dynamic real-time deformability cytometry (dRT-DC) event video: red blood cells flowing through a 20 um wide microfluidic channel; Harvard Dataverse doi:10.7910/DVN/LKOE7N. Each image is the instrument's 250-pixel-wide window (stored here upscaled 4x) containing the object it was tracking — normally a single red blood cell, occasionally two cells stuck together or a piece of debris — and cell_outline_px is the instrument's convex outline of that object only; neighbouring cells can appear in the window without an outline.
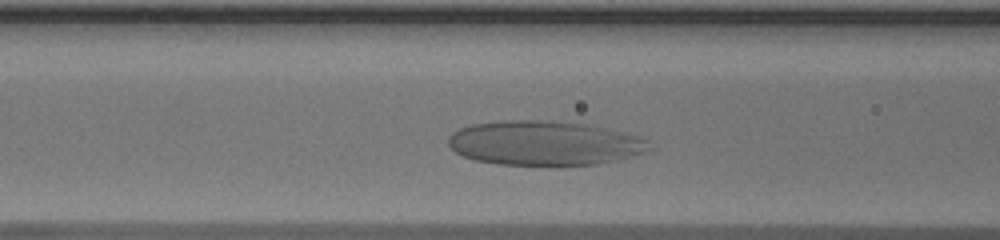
{"species": "human", "species_latin": "Homo sapiens", "temperature_condition": "warm", "stored_images_in_passage": 33, "camera_frame_rate_fps": 3000, "um_per_image_px": 0.085, "donor": {"sex": "male"}, "frame": {"image": 1, "passage_image": 9, "time_ms": 2.667, "image_size_px": [1000, 240], "cell_outline_px": [[644, 140], [640, 152], [612, 160], [596, 164], [560, 168], [500, 164], [476, 160], [464, 156], [456, 152], [448, 144], [448, 140], [452, 132], [460, 128], [472, 124], [500, 120], [540, 120], [584, 124], [632, 136]], "centroid_in_image_um": [46.05, 12.2], "position_along_channel_um": 120.5, "area_um2": 51.33}}
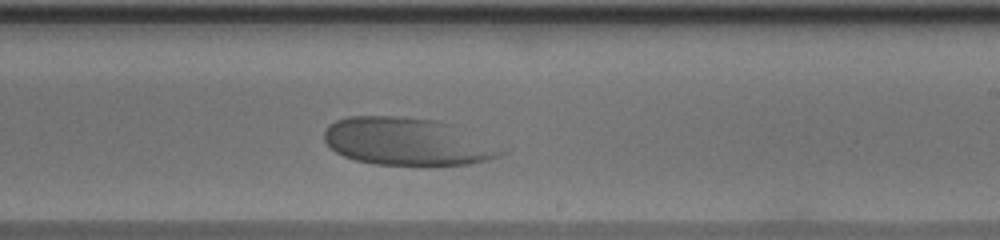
{"frame": {"image": 2, "passage_image": 20, "time_ms": 6.333, "image_size_px": [1000, 240], "cell_outline_px": [[496, 156], [484, 160], [468, 164], [428, 168], [376, 164], [356, 160], [344, 156], [336, 152], [324, 140], [324, 132], [328, 124], [336, 120], [348, 116], [396, 116], [436, 120], [448, 124]], "centroid_in_image_um": [34.23, 12.07], "position_along_channel_um": 254.8, "area_um2": 46.99}}
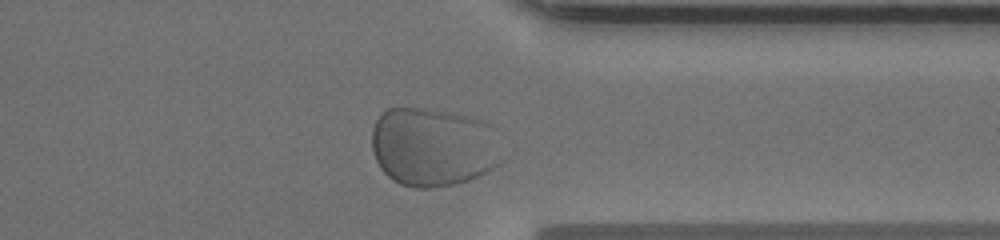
{"frame": {"image": 3, "passage_image": 30, "time_ms": 9.667, "image_size_px": [1000, 240], "cell_outline_px": [[492, 168], [468, 180], [452, 184], [432, 188], [416, 188], [400, 184], [392, 180], [380, 168], [376, 160], [372, 148], [372, 128], [380, 112], [388, 108], [420, 108], [452, 112], [468, 116], [480, 120], [488, 124]], "centroid_in_image_um": [36.58, 12.48], "position_along_channel_um": 374.8, "area_um2": 57.74}}